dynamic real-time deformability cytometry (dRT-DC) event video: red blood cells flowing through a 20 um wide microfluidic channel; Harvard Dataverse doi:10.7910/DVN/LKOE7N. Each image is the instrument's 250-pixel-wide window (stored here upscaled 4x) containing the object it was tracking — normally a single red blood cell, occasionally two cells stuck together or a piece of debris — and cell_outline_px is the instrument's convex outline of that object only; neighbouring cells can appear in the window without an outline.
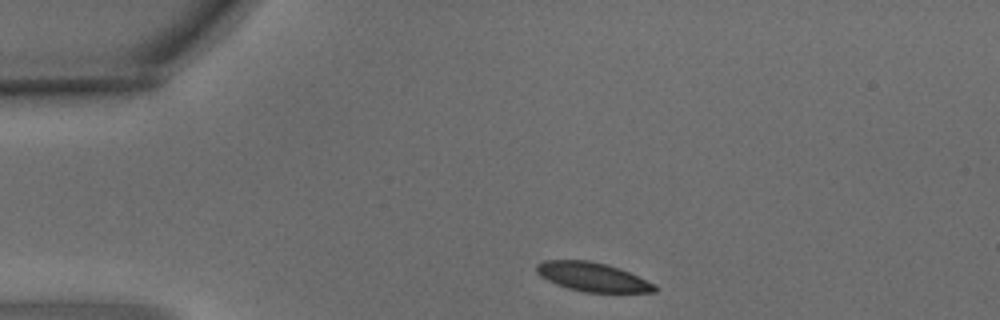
{"species": "common noctule bat (a hibernating species)", "species_latin": "Nyctalus noctula", "temperature_condition": "warm", "stored_images_in_passage": 4, "camera_frame_rate_fps": 3000, "um_per_image_px": 0.085, "animal": {"sex": "male", "body_mass_g": 15.6}, "frame": {"image": 1, "passage_image": 1, "time_ms": 0.0, "image_size_px": [1000, 320], "cell_outline_px": [[660, 288], [656, 292], [584, 292], [568, 288], [556, 284], [540, 276], [536, 272], [536, 264], [544, 260], [588, 260], [608, 264], [620, 268], [656, 284]], "centroid_in_image_um": [50.39, 23.53], "position_along_channel_um": 34.6, "area_um2": 20.11}}
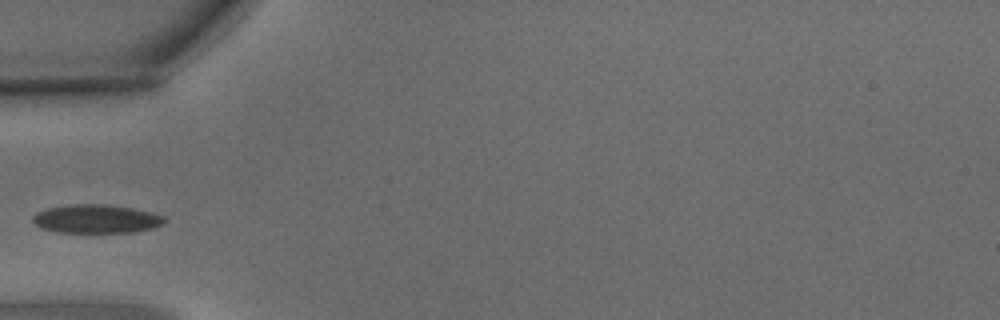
{"frame": {"image": 2, "passage_image": 3, "time_ms": 0.667, "image_size_px": [1000, 320], "cell_outline_px": [[164, 224], [152, 228], [132, 232], [56, 232], [40, 228], [32, 224], [32, 216], [36, 212], [48, 208], [68, 204], [108, 204], [132, 208], [152, 212], [164, 216]], "centroid_in_image_um": [8.13, 18.6], "position_along_channel_um": 76.9, "area_um2": 22.14}}
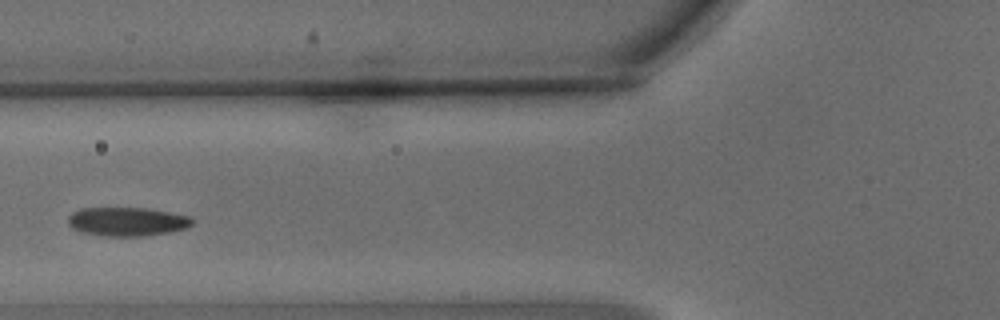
{"frame": {"image": 3, "passage_image": 4, "time_ms": 1.0, "image_size_px": [1000, 320], "cell_outline_px": [[196, 220], [188, 228], [172, 232], [144, 236], [104, 236], [80, 232], [72, 228], [68, 224], [68, 216], [72, 212], [80, 208], [148, 208], [172, 212], [192, 216]], "centroid_in_image_um": [10.86, 18.83], "position_along_channel_um": 114.9, "area_um2": 21.33}}